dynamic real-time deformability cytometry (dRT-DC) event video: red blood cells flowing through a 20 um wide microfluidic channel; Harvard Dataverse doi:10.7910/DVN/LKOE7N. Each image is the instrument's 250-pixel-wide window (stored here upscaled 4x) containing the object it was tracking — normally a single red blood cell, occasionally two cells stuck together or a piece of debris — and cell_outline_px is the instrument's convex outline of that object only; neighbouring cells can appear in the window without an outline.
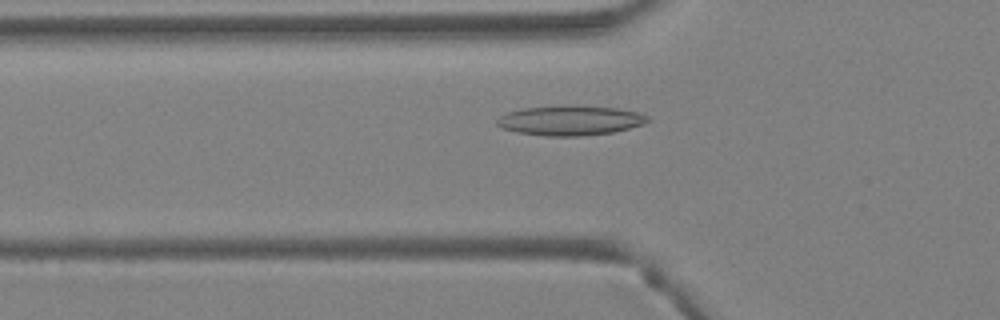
{"species": "Egyptian fruit bat (a non-hibernating species)", "species_latin": "Rousettus aegyptiacus", "temperature_condition": "warm", "stored_images_in_passage": 30, "camera_frame_rate_fps": 3000, "um_per_image_px": 0.085, "animal": {"sex": "female"}, "frame": {"image": 1, "passage_image": 4, "time_ms": 1.0, "image_size_px": [1000, 320], "cell_outline_px": [[652, 120], [644, 124], [612, 132], [580, 136], [548, 136], [516, 132], [500, 128], [496, 124], [496, 120], [500, 116], [508, 112], [520, 108], [564, 104], [576, 104], [620, 108], [636, 112], [648, 116]], "centroid_in_image_um": [48.45, 10.21], "position_along_channel_um": 77.4, "area_um2": 26.76}}
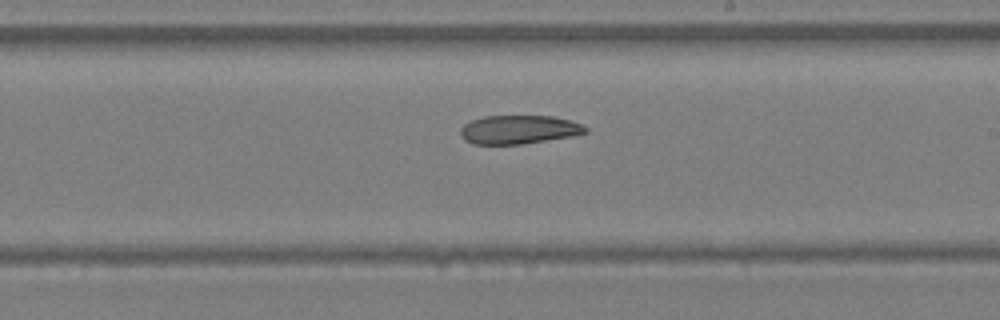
{"frame": {"image": 2, "passage_image": 14, "time_ms": 4.333, "image_size_px": [1000, 320], "cell_outline_px": [[588, 132], [572, 136], [520, 144], [472, 144], [464, 140], [460, 136], [460, 128], [464, 124], [472, 120], [484, 116], [552, 116], [572, 120], [588, 128]], "centroid_in_image_um": [44.08, 11.01], "position_along_channel_um": 244.9, "area_um2": 20.92}}
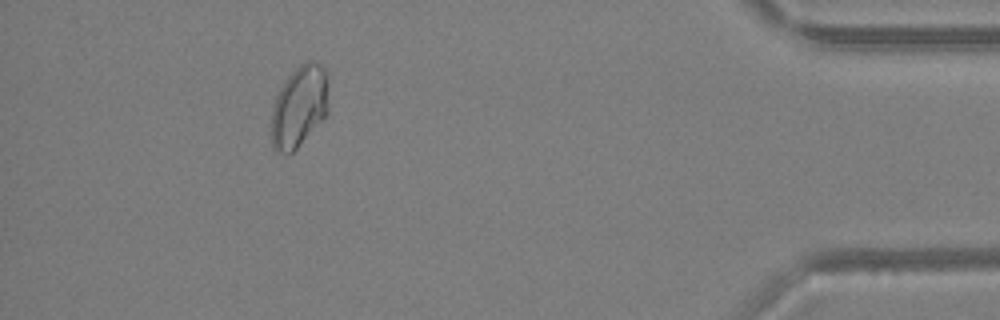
{"frame": {"image": 3, "passage_image": 27, "time_ms": 8.667, "image_size_px": [1000, 320], "cell_outline_px": [[328, 112], [296, 148], [288, 156], [276, 152], [272, 148], [272, 108], [276, 96], [280, 88], [288, 76], [300, 64], [308, 60], [312, 60], [320, 64], [324, 68], [328, 76]], "centroid_in_image_um": [25.43, 9.04], "position_along_channel_um": 409.8, "area_um2": 27.22}}